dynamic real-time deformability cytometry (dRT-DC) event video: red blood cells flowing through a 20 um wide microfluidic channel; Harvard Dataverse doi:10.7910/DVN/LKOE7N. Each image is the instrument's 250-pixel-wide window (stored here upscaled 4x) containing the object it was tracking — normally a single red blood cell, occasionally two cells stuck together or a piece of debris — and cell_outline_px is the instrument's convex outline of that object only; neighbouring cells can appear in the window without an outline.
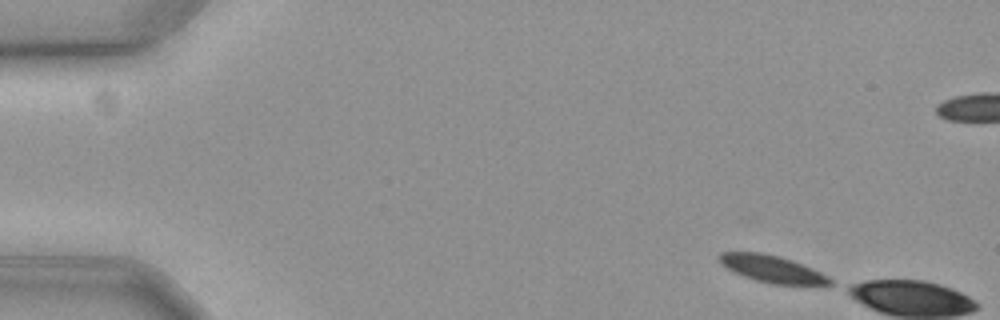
{"species": "common noctule bat (a hibernating species)", "species_latin": "Nyctalus noctula", "temperature_condition": "cold", "stored_images_in_passage": 4, "camera_frame_rate_fps": 3000, "um_per_image_px": 0.085, "animal": {"sex": "female", "body_mass_g": 19.3, "forearm_length_mm": 54.1}, "frame": {"image": 1, "passage_image": 1, "time_ms": 0.0, "image_size_px": [1000, 320], "cell_outline_px": [[832, 284], [772, 284], [756, 280], [744, 276], [720, 264], [716, 256], [720, 252], [760, 252], [780, 256], [792, 260], [812, 268], [828, 276], [832, 280]], "centroid_in_image_um": [65.58, 22.83], "position_along_channel_um": 19.4, "area_um2": 17.28}}